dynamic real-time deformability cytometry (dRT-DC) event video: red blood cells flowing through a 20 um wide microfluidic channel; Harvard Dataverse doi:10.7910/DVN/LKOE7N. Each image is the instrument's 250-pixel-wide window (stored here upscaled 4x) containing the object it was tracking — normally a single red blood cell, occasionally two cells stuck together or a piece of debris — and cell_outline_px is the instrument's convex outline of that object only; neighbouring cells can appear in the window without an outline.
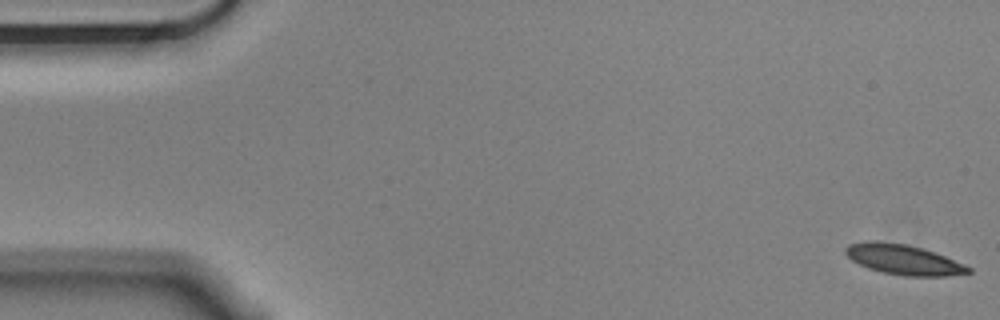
{"species": "Egyptian fruit bat (a non-hibernating species)", "species_latin": "Rousettus aegyptiacus", "temperature_condition": "cold", "stored_images_in_passage": 56, "camera_frame_rate_fps": 3000, "um_per_image_px": 0.085, "animal": {"sex": "male"}, "frame": {"image": 1, "passage_image": 1, "time_ms": 0.0, "image_size_px": [1000, 320], "cell_outline_px": [[972, 272], [944, 276], [904, 276], [884, 272], [868, 268], [852, 260], [844, 252], [844, 248], [848, 244], [868, 240], [876, 240], [908, 244], [924, 248], [964, 264], [972, 268]], "centroid_in_image_um": [76.77, 22.04], "position_along_channel_um": 8.2, "area_um2": 21.62}}
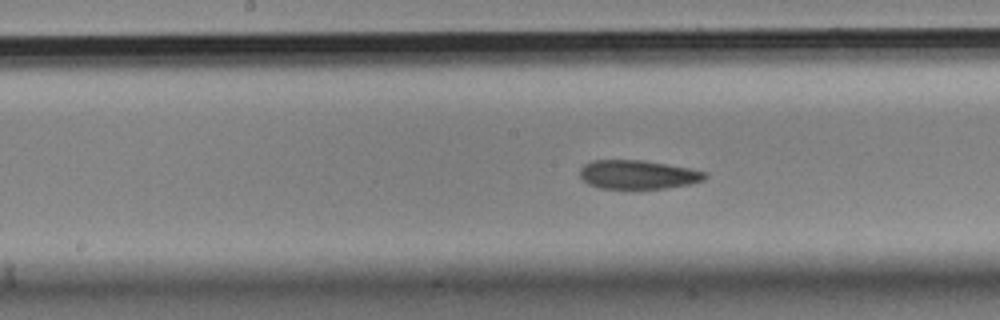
{"frame": {"image": 2, "passage_image": 28, "time_ms": 9.0, "image_size_px": [1000, 320], "cell_outline_px": [[708, 176], [704, 180], [688, 184], [664, 188], [600, 188], [588, 184], [580, 176], [580, 168], [584, 164], [592, 160], [644, 160], [688, 168], [708, 172]], "centroid_in_image_um": [54.22, 14.83], "position_along_channel_um": 194.0, "area_um2": 20.92}}
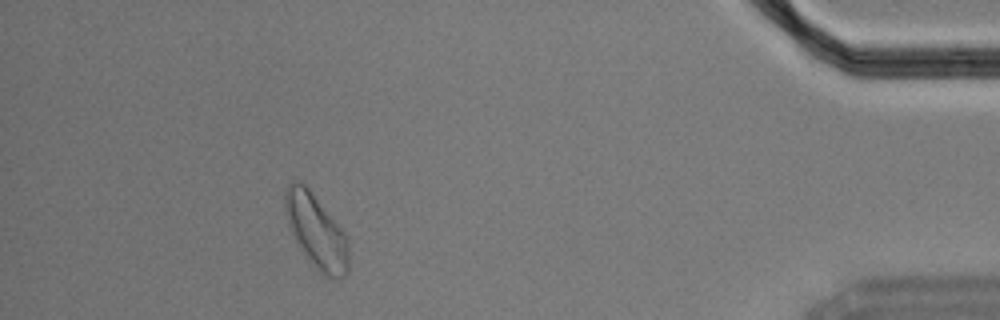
{"frame": {"image": 3, "passage_image": 51, "time_ms": 16.667, "image_size_px": [1000, 320], "cell_outline_px": [[348, 272], [340, 280], [332, 280], [324, 276], [308, 260], [296, 244], [288, 228], [284, 212], [284, 192], [288, 184], [292, 180], [296, 180], [304, 184], [308, 188], [348, 236]], "centroid_in_image_um": [26.86, 19.69], "position_along_channel_um": 408.3, "area_um2": 27.98}, "authors_computed_cell_mechanics": {"area_um2": 21.9351, "velocity_mm_per_s": 3.5262, "shape_relaxation_time_tau1_ms": 4.9776, "shape_relaxation_time_tau2_ms": 3.1272, "deformation_change_tau1": 0.1363, "deformation_change_tau2": 0.0899}}